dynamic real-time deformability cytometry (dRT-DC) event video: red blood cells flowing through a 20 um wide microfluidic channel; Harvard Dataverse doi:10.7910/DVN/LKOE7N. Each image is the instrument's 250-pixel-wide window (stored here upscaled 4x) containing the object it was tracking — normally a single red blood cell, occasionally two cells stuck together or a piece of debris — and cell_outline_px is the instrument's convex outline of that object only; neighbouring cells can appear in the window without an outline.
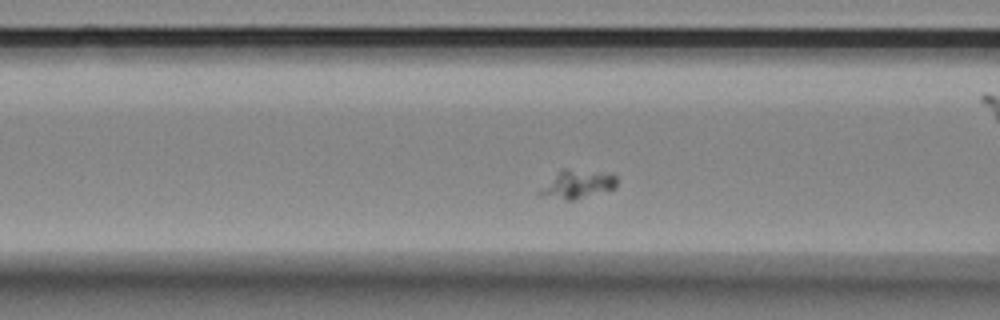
{"species": "Egyptian fruit bat (a non-hibernating species)", "species_latin": "Rousettus aegyptiacus", "temperature_condition": "room temperature", "stored_images_in_passage": 51, "camera_frame_rate_fps": 3000, "um_per_image_px": 0.085, "animal": {"sex": "female"}, "frame": {"image": 1, "passage_image": 14, "time_ms": 4.333, "image_size_px": [1000, 320], "cell_outline_px": [[616, 188], [572, 200], [564, 200], [540, 196], [536, 192], [560, 168], [568, 168], [612, 172], [616, 176]], "centroid_in_image_um": [49.05, 15.63], "position_along_channel_um": 117.5, "area_um2": 13.18}}
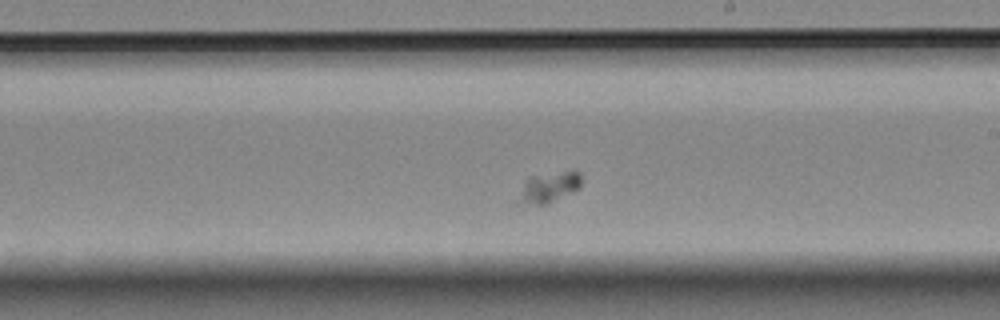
{"frame": {"image": 2, "passage_image": 25, "time_ms": 8.0, "image_size_px": [1000, 320], "cell_outline_px": [[580, 188], [548, 204], [536, 204], [520, 200], [524, 184], [528, 176], [572, 168], [576, 168], [580, 172]], "centroid_in_image_um": [46.79, 15.82], "position_along_channel_um": 242.2, "area_um2": 11.16}}
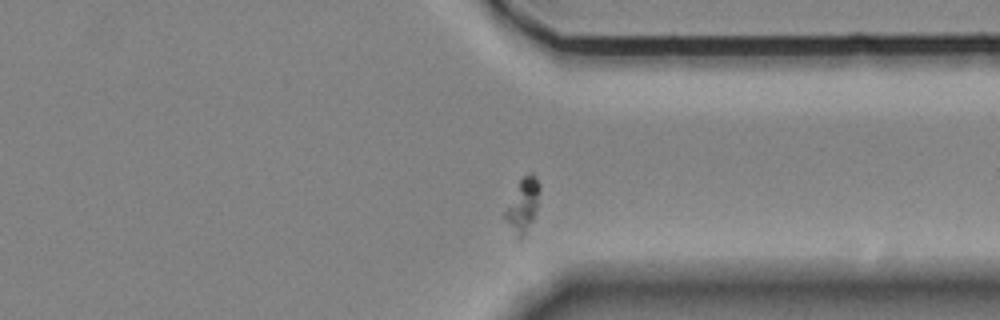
{"frame": {"image": 3, "passage_image": 36, "time_ms": 11.667, "image_size_px": [1000, 320], "cell_outline_px": [[540, 188], [536, 208], [532, 220], [524, 236], [520, 240], [504, 216], [504, 212], [520, 180], [524, 176], [532, 172], [540, 184]], "centroid_in_image_um": [44.46, 17.41], "position_along_channel_um": 366.9, "area_um2": 10.17}}